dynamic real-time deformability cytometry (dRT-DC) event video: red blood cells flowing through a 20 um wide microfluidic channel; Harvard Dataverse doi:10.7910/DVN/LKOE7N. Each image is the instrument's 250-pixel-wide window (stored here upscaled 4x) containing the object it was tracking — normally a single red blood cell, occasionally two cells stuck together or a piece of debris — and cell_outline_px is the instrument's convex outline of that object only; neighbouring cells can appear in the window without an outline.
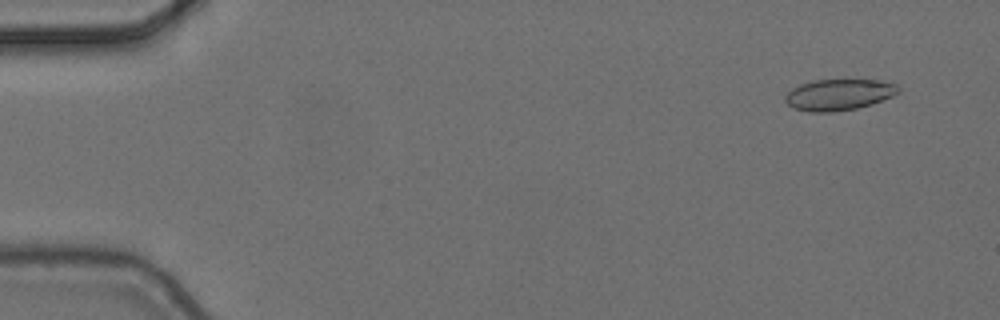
{"species": "common noctule bat (a hibernating species)", "species_latin": "Nyctalus noctula", "temperature_condition": "cold", "stored_images_in_passage": 4, "camera_frame_rate_fps": 3000, "um_per_image_px": 0.085, "animal": {"sex": "female", "body_mass_g": 24.6, "forearm_length_mm": 56.2}, "frame": {"image": 1, "passage_image": 1, "time_ms": 0.0, "image_size_px": [1000, 320], "cell_outline_px": [[900, 92], [892, 96], [872, 104], [856, 108], [832, 112], [808, 112], [792, 108], [784, 100], [784, 96], [792, 88], [800, 84], [812, 80], [880, 80], [896, 84], [900, 88]], "centroid_in_image_um": [71.28, 8.05], "position_along_channel_um": 13.7, "area_um2": 20.69}}
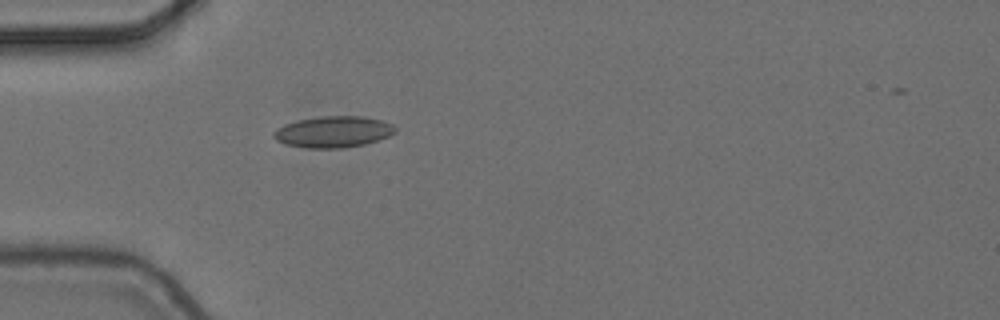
{"frame": {"image": 2, "passage_image": 4, "time_ms": 1.0, "image_size_px": [1000, 320], "cell_outline_px": [[396, 132], [388, 136], [364, 144], [344, 148], [304, 148], [284, 144], [276, 140], [272, 136], [272, 132], [276, 128], [284, 124], [296, 120], [320, 116], [364, 116], [380, 120], [392, 124], [396, 128]], "centroid_in_image_um": [28.27, 11.2], "position_along_channel_um": 56.7, "area_um2": 22.37}}